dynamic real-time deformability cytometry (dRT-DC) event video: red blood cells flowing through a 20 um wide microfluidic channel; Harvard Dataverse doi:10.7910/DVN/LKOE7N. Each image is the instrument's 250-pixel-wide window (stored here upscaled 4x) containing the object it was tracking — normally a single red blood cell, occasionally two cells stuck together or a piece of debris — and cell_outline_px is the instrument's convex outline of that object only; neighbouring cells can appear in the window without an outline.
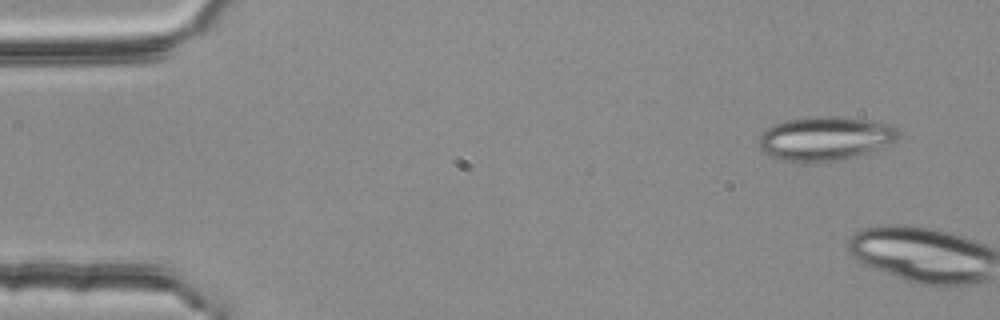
{"species": "common noctule bat (a hibernating species)", "species_latin": "Nyctalus noctula", "temperature_condition": "room temperature", "stored_images_in_passage": 2, "camera_frame_rate_fps": 3000, "um_per_image_px": 0.085, "animal": {"sex": "female", "body_mass_g": 25.1}, "frame": {"image": 1, "passage_image": 1, "time_ms": 0.0, "image_size_px": [1000, 320], "cell_outline_px": [[900, 136], [892, 140], [856, 156], [836, 160], [784, 160], [772, 156], [764, 152], [760, 148], [760, 136], [768, 128], [784, 120], [812, 116], [836, 116], [872, 120], [892, 124], [900, 132]], "centroid_in_image_um": [70.14, 11.71], "position_along_channel_um": 14.9, "area_um2": 34.68}}